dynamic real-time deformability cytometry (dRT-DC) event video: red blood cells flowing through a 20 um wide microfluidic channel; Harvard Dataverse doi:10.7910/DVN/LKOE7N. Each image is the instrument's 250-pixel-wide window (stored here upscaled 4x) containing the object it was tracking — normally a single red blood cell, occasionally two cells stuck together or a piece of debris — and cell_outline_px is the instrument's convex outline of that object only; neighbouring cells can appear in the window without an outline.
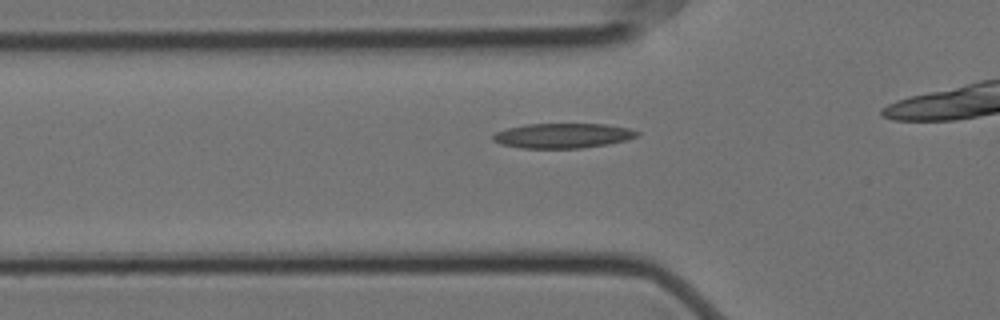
{"species": "Egyptian fruit bat (a non-hibernating species)", "species_latin": "Rousettus aegyptiacus", "temperature_condition": "cold", "stored_images_in_passage": 4, "camera_frame_rate_fps": 3000, "um_per_image_px": 0.085, "animal": {"sex": "female"}, "frame": {"image": 1, "passage_image": 4, "time_ms": 1.0, "image_size_px": [1000, 320], "cell_outline_px": [[640, 132], [636, 136], [624, 140], [608, 144], [580, 148], [520, 148], [500, 144], [492, 140], [492, 136], [496, 132], [508, 128], [524, 124], [604, 124], [628, 128]], "centroid_in_image_um": [47.78, 11.53], "position_along_channel_um": 78.0, "area_um2": 20.75}}